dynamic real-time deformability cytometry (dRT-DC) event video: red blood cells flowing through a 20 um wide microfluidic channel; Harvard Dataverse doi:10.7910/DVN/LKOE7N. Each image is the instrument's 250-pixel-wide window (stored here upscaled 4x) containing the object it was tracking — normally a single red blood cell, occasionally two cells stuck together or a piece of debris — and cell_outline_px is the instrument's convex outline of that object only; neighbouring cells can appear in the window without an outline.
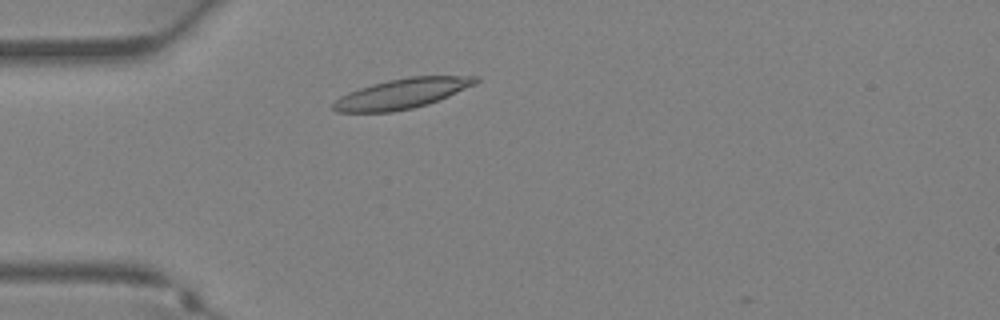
{"species": "Egyptian fruit bat (a non-hibernating species)", "species_latin": "Rousettus aegyptiacus", "temperature_condition": "warm", "stored_images_in_passage": 5, "camera_frame_rate_fps": 3000, "um_per_image_px": 0.085, "animal": {"sex": "female"}, "frame": {"image": 1, "passage_image": 4, "time_ms": 1.0, "image_size_px": [1000, 320], "cell_outline_px": [[480, 80], [476, 84], [448, 96], [428, 104], [412, 108], [392, 112], [336, 112], [332, 108], [332, 104], [340, 96], [348, 92], [372, 84], [388, 80], [408, 76], [480, 76]], "centroid_in_image_um": [34.17, 7.95], "position_along_channel_um": 50.8, "area_um2": 24.91}}